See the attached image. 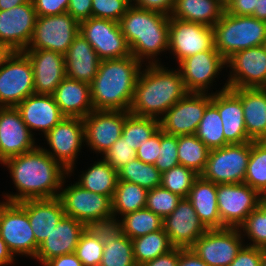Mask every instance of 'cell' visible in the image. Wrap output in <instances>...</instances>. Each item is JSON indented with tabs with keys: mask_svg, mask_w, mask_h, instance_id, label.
I'll return each instance as SVG.
<instances>
[{
	"mask_svg": "<svg viewBox=\"0 0 266 266\" xmlns=\"http://www.w3.org/2000/svg\"><path fill=\"white\" fill-rule=\"evenodd\" d=\"M238 228L242 238L248 239L244 242L245 245L266 249V214L259 207L254 209Z\"/></svg>",
	"mask_w": 266,
	"mask_h": 266,
	"instance_id": "f6af8a7d",
	"label": "cell"
},
{
	"mask_svg": "<svg viewBox=\"0 0 266 266\" xmlns=\"http://www.w3.org/2000/svg\"><path fill=\"white\" fill-rule=\"evenodd\" d=\"M37 16H52L67 12L69 0H31Z\"/></svg>",
	"mask_w": 266,
	"mask_h": 266,
	"instance_id": "f5cc1de1",
	"label": "cell"
},
{
	"mask_svg": "<svg viewBox=\"0 0 266 266\" xmlns=\"http://www.w3.org/2000/svg\"><path fill=\"white\" fill-rule=\"evenodd\" d=\"M160 129V120L136 116L126 111V119L123 124L121 137L131 145V148L137 150L140 143L147 141Z\"/></svg>",
	"mask_w": 266,
	"mask_h": 266,
	"instance_id": "ab89813d",
	"label": "cell"
},
{
	"mask_svg": "<svg viewBox=\"0 0 266 266\" xmlns=\"http://www.w3.org/2000/svg\"><path fill=\"white\" fill-rule=\"evenodd\" d=\"M126 111L93 110L83 118L85 146L102 156L121 137Z\"/></svg>",
	"mask_w": 266,
	"mask_h": 266,
	"instance_id": "d6986e66",
	"label": "cell"
},
{
	"mask_svg": "<svg viewBox=\"0 0 266 266\" xmlns=\"http://www.w3.org/2000/svg\"><path fill=\"white\" fill-rule=\"evenodd\" d=\"M131 4V0H92L91 17L119 22Z\"/></svg>",
	"mask_w": 266,
	"mask_h": 266,
	"instance_id": "c3c4849f",
	"label": "cell"
},
{
	"mask_svg": "<svg viewBox=\"0 0 266 266\" xmlns=\"http://www.w3.org/2000/svg\"><path fill=\"white\" fill-rule=\"evenodd\" d=\"M225 12L232 15L252 16L257 0H225Z\"/></svg>",
	"mask_w": 266,
	"mask_h": 266,
	"instance_id": "db71d44e",
	"label": "cell"
},
{
	"mask_svg": "<svg viewBox=\"0 0 266 266\" xmlns=\"http://www.w3.org/2000/svg\"><path fill=\"white\" fill-rule=\"evenodd\" d=\"M68 177L70 176L64 178L59 194L65 215L73 217L86 227L114 226L112 199L86 190L75 181L65 186Z\"/></svg>",
	"mask_w": 266,
	"mask_h": 266,
	"instance_id": "8992f818",
	"label": "cell"
},
{
	"mask_svg": "<svg viewBox=\"0 0 266 266\" xmlns=\"http://www.w3.org/2000/svg\"><path fill=\"white\" fill-rule=\"evenodd\" d=\"M143 63L133 55L101 60L90 83L94 110L129 111Z\"/></svg>",
	"mask_w": 266,
	"mask_h": 266,
	"instance_id": "3957f363",
	"label": "cell"
},
{
	"mask_svg": "<svg viewBox=\"0 0 266 266\" xmlns=\"http://www.w3.org/2000/svg\"><path fill=\"white\" fill-rule=\"evenodd\" d=\"M37 14L32 1L0 10V42L13 51H24L31 41Z\"/></svg>",
	"mask_w": 266,
	"mask_h": 266,
	"instance_id": "44dd1931",
	"label": "cell"
},
{
	"mask_svg": "<svg viewBox=\"0 0 266 266\" xmlns=\"http://www.w3.org/2000/svg\"><path fill=\"white\" fill-rule=\"evenodd\" d=\"M27 213L38 245L45 240L65 216L59 197L29 199L18 203Z\"/></svg>",
	"mask_w": 266,
	"mask_h": 266,
	"instance_id": "4316f807",
	"label": "cell"
},
{
	"mask_svg": "<svg viewBox=\"0 0 266 266\" xmlns=\"http://www.w3.org/2000/svg\"><path fill=\"white\" fill-rule=\"evenodd\" d=\"M198 176L193 170L178 165L161 173L160 186L182 198H187L193 182Z\"/></svg>",
	"mask_w": 266,
	"mask_h": 266,
	"instance_id": "ee69618b",
	"label": "cell"
},
{
	"mask_svg": "<svg viewBox=\"0 0 266 266\" xmlns=\"http://www.w3.org/2000/svg\"><path fill=\"white\" fill-rule=\"evenodd\" d=\"M253 17L266 21V0H257V7L254 9Z\"/></svg>",
	"mask_w": 266,
	"mask_h": 266,
	"instance_id": "6125c7cd",
	"label": "cell"
},
{
	"mask_svg": "<svg viewBox=\"0 0 266 266\" xmlns=\"http://www.w3.org/2000/svg\"><path fill=\"white\" fill-rule=\"evenodd\" d=\"M16 108L19 110L23 122L33 135L36 133L33 131H40L45 136L65 118L52 95H29Z\"/></svg>",
	"mask_w": 266,
	"mask_h": 266,
	"instance_id": "484cf974",
	"label": "cell"
},
{
	"mask_svg": "<svg viewBox=\"0 0 266 266\" xmlns=\"http://www.w3.org/2000/svg\"><path fill=\"white\" fill-rule=\"evenodd\" d=\"M44 137L51 149L41 146L43 150L59 162L68 171L70 177L73 176L78 156L82 147L85 146L83 119L65 117Z\"/></svg>",
	"mask_w": 266,
	"mask_h": 266,
	"instance_id": "ba28073f",
	"label": "cell"
},
{
	"mask_svg": "<svg viewBox=\"0 0 266 266\" xmlns=\"http://www.w3.org/2000/svg\"><path fill=\"white\" fill-rule=\"evenodd\" d=\"M92 164L85 171H81L76 183L86 190L109 196L112 199L118 181V171L102 157Z\"/></svg>",
	"mask_w": 266,
	"mask_h": 266,
	"instance_id": "836d02e7",
	"label": "cell"
},
{
	"mask_svg": "<svg viewBox=\"0 0 266 266\" xmlns=\"http://www.w3.org/2000/svg\"><path fill=\"white\" fill-rule=\"evenodd\" d=\"M35 94L34 72L23 51H14L0 67V107H16Z\"/></svg>",
	"mask_w": 266,
	"mask_h": 266,
	"instance_id": "9c48e42d",
	"label": "cell"
},
{
	"mask_svg": "<svg viewBox=\"0 0 266 266\" xmlns=\"http://www.w3.org/2000/svg\"><path fill=\"white\" fill-rule=\"evenodd\" d=\"M224 11V0H176L170 16L213 27Z\"/></svg>",
	"mask_w": 266,
	"mask_h": 266,
	"instance_id": "1f68e13d",
	"label": "cell"
},
{
	"mask_svg": "<svg viewBox=\"0 0 266 266\" xmlns=\"http://www.w3.org/2000/svg\"><path fill=\"white\" fill-rule=\"evenodd\" d=\"M161 149V129H159L147 141L140 143L139 148L136 150V157L148 164H155Z\"/></svg>",
	"mask_w": 266,
	"mask_h": 266,
	"instance_id": "f907efd6",
	"label": "cell"
},
{
	"mask_svg": "<svg viewBox=\"0 0 266 266\" xmlns=\"http://www.w3.org/2000/svg\"><path fill=\"white\" fill-rule=\"evenodd\" d=\"M180 248H173L168 253L147 261L142 266H178Z\"/></svg>",
	"mask_w": 266,
	"mask_h": 266,
	"instance_id": "6f0895ef",
	"label": "cell"
},
{
	"mask_svg": "<svg viewBox=\"0 0 266 266\" xmlns=\"http://www.w3.org/2000/svg\"><path fill=\"white\" fill-rule=\"evenodd\" d=\"M1 165L9 170L14 194L3 193V201L19 203L29 199H49L59 197L64 178L68 171L55 161L39 145L24 154L11 157Z\"/></svg>",
	"mask_w": 266,
	"mask_h": 266,
	"instance_id": "6da1fadb",
	"label": "cell"
},
{
	"mask_svg": "<svg viewBox=\"0 0 266 266\" xmlns=\"http://www.w3.org/2000/svg\"><path fill=\"white\" fill-rule=\"evenodd\" d=\"M92 0H69L67 13L79 23L91 17Z\"/></svg>",
	"mask_w": 266,
	"mask_h": 266,
	"instance_id": "9f6ffc18",
	"label": "cell"
},
{
	"mask_svg": "<svg viewBox=\"0 0 266 266\" xmlns=\"http://www.w3.org/2000/svg\"><path fill=\"white\" fill-rule=\"evenodd\" d=\"M240 98L248 137L266 140V88H230Z\"/></svg>",
	"mask_w": 266,
	"mask_h": 266,
	"instance_id": "f546056e",
	"label": "cell"
},
{
	"mask_svg": "<svg viewBox=\"0 0 266 266\" xmlns=\"http://www.w3.org/2000/svg\"><path fill=\"white\" fill-rule=\"evenodd\" d=\"M261 194L243 183L217 184V204L221 223L238 228L258 207Z\"/></svg>",
	"mask_w": 266,
	"mask_h": 266,
	"instance_id": "5bb4252c",
	"label": "cell"
},
{
	"mask_svg": "<svg viewBox=\"0 0 266 266\" xmlns=\"http://www.w3.org/2000/svg\"><path fill=\"white\" fill-rule=\"evenodd\" d=\"M66 77L90 84L98 72L100 59L94 48L79 34L64 54Z\"/></svg>",
	"mask_w": 266,
	"mask_h": 266,
	"instance_id": "83f0119b",
	"label": "cell"
},
{
	"mask_svg": "<svg viewBox=\"0 0 266 266\" xmlns=\"http://www.w3.org/2000/svg\"><path fill=\"white\" fill-rule=\"evenodd\" d=\"M79 32L94 48L100 60L118 59L131 55L119 22L90 17L80 22Z\"/></svg>",
	"mask_w": 266,
	"mask_h": 266,
	"instance_id": "4fadbf2b",
	"label": "cell"
},
{
	"mask_svg": "<svg viewBox=\"0 0 266 266\" xmlns=\"http://www.w3.org/2000/svg\"><path fill=\"white\" fill-rule=\"evenodd\" d=\"M212 92L211 103L217 108L222 119L225 146L251 142L248 137L244 122V112L239 96L228 88L225 80L224 85Z\"/></svg>",
	"mask_w": 266,
	"mask_h": 266,
	"instance_id": "603a6c76",
	"label": "cell"
},
{
	"mask_svg": "<svg viewBox=\"0 0 266 266\" xmlns=\"http://www.w3.org/2000/svg\"><path fill=\"white\" fill-rule=\"evenodd\" d=\"M41 266H83L75 253L52 258Z\"/></svg>",
	"mask_w": 266,
	"mask_h": 266,
	"instance_id": "91938a15",
	"label": "cell"
},
{
	"mask_svg": "<svg viewBox=\"0 0 266 266\" xmlns=\"http://www.w3.org/2000/svg\"><path fill=\"white\" fill-rule=\"evenodd\" d=\"M132 243L133 257L137 266H142L147 261L164 255L174 248L164 229L132 239Z\"/></svg>",
	"mask_w": 266,
	"mask_h": 266,
	"instance_id": "8d00e7d4",
	"label": "cell"
},
{
	"mask_svg": "<svg viewBox=\"0 0 266 266\" xmlns=\"http://www.w3.org/2000/svg\"><path fill=\"white\" fill-rule=\"evenodd\" d=\"M0 237L14 257L35 258L39 245L27 213L18 203L0 200Z\"/></svg>",
	"mask_w": 266,
	"mask_h": 266,
	"instance_id": "30bf717a",
	"label": "cell"
},
{
	"mask_svg": "<svg viewBox=\"0 0 266 266\" xmlns=\"http://www.w3.org/2000/svg\"><path fill=\"white\" fill-rule=\"evenodd\" d=\"M144 66L137 79L129 112L160 120L188 91L178 68L168 69L163 63Z\"/></svg>",
	"mask_w": 266,
	"mask_h": 266,
	"instance_id": "7a4b0ae2",
	"label": "cell"
},
{
	"mask_svg": "<svg viewBox=\"0 0 266 266\" xmlns=\"http://www.w3.org/2000/svg\"><path fill=\"white\" fill-rule=\"evenodd\" d=\"M118 180L135 183L151 190L161 185V172L154 164L144 163L135 158L118 171Z\"/></svg>",
	"mask_w": 266,
	"mask_h": 266,
	"instance_id": "60d3db41",
	"label": "cell"
},
{
	"mask_svg": "<svg viewBox=\"0 0 266 266\" xmlns=\"http://www.w3.org/2000/svg\"><path fill=\"white\" fill-rule=\"evenodd\" d=\"M80 23L65 12L52 16H37L33 35L27 49H45L67 52L79 34Z\"/></svg>",
	"mask_w": 266,
	"mask_h": 266,
	"instance_id": "8fae6325",
	"label": "cell"
},
{
	"mask_svg": "<svg viewBox=\"0 0 266 266\" xmlns=\"http://www.w3.org/2000/svg\"><path fill=\"white\" fill-rule=\"evenodd\" d=\"M101 157L117 171L129 161L137 158L136 150L131 148V145H129L122 137H120Z\"/></svg>",
	"mask_w": 266,
	"mask_h": 266,
	"instance_id": "681fc988",
	"label": "cell"
},
{
	"mask_svg": "<svg viewBox=\"0 0 266 266\" xmlns=\"http://www.w3.org/2000/svg\"><path fill=\"white\" fill-rule=\"evenodd\" d=\"M154 165L161 173L179 165L177 136L161 130V149Z\"/></svg>",
	"mask_w": 266,
	"mask_h": 266,
	"instance_id": "7dc6e473",
	"label": "cell"
},
{
	"mask_svg": "<svg viewBox=\"0 0 266 266\" xmlns=\"http://www.w3.org/2000/svg\"><path fill=\"white\" fill-rule=\"evenodd\" d=\"M181 199L179 195L159 186L148 190L145 208L164 219L175 210Z\"/></svg>",
	"mask_w": 266,
	"mask_h": 266,
	"instance_id": "bcb514c9",
	"label": "cell"
},
{
	"mask_svg": "<svg viewBox=\"0 0 266 266\" xmlns=\"http://www.w3.org/2000/svg\"><path fill=\"white\" fill-rule=\"evenodd\" d=\"M214 47L226 60L233 53L266 42V21L253 16H239L224 11L212 27Z\"/></svg>",
	"mask_w": 266,
	"mask_h": 266,
	"instance_id": "5b68a950",
	"label": "cell"
},
{
	"mask_svg": "<svg viewBox=\"0 0 266 266\" xmlns=\"http://www.w3.org/2000/svg\"><path fill=\"white\" fill-rule=\"evenodd\" d=\"M195 135L211 150L225 146L222 119L217 108L210 102L198 125Z\"/></svg>",
	"mask_w": 266,
	"mask_h": 266,
	"instance_id": "b9f144b4",
	"label": "cell"
},
{
	"mask_svg": "<svg viewBox=\"0 0 266 266\" xmlns=\"http://www.w3.org/2000/svg\"><path fill=\"white\" fill-rule=\"evenodd\" d=\"M176 0H134L132 3L142 9L163 13L170 16Z\"/></svg>",
	"mask_w": 266,
	"mask_h": 266,
	"instance_id": "11a10c76",
	"label": "cell"
},
{
	"mask_svg": "<svg viewBox=\"0 0 266 266\" xmlns=\"http://www.w3.org/2000/svg\"><path fill=\"white\" fill-rule=\"evenodd\" d=\"M104 248V227H86L82 232L75 254L83 266H100Z\"/></svg>",
	"mask_w": 266,
	"mask_h": 266,
	"instance_id": "f35d334b",
	"label": "cell"
},
{
	"mask_svg": "<svg viewBox=\"0 0 266 266\" xmlns=\"http://www.w3.org/2000/svg\"><path fill=\"white\" fill-rule=\"evenodd\" d=\"M36 139L16 107H0V164L35 149Z\"/></svg>",
	"mask_w": 266,
	"mask_h": 266,
	"instance_id": "ffe728a7",
	"label": "cell"
},
{
	"mask_svg": "<svg viewBox=\"0 0 266 266\" xmlns=\"http://www.w3.org/2000/svg\"><path fill=\"white\" fill-rule=\"evenodd\" d=\"M261 266H266V249H263Z\"/></svg>",
	"mask_w": 266,
	"mask_h": 266,
	"instance_id": "003e7915",
	"label": "cell"
},
{
	"mask_svg": "<svg viewBox=\"0 0 266 266\" xmlns=\"http://www.w3.org/2000/svg\"><path fill=\"white\" fill-rule=\"evenodd\" d=\"M147 193V189L135 183L118 180L112 198L114 225L118 218L120 219L125 214L145 208Z\"/></svg>",
	"mask_w": 266,
	"mask_h": 266,
	"instance_id": "e575fe53",
	"label": "cell"
},
{
	"mask_svg": "<svg viewBox=\"0 0 266 266\" xmlns=\"http://www.w3.org/2000/svg\"><path fill=\"white\" fill-rule=\"evenodd\" d=\"M100 266H137L132 240L115 225L104 227V248Z\"/></svg>",
	"mask_w": 266,
	"mask_h": 266,
	"instance_id": "d6a6232c",
	"label": "cell"
},
{
	"mask_svg": "<svg viewBox=\"0 0 266 266\" xmlns=\"http://www.w3.org/2000/svg\"><path fill=\"white\" fill-rule=\"evenodd\" d=\"M169 50L178 64L181 60L214 46L213 28L195 22L169 18Z\"/></svg>",
	"mask_w": 266,
	"mask_h": 266,
	"instance_id": "ac0fdd59",
	"label": "cell"
},
{
	"mask_svg": "<svg viewBox=\"0 0 266 266\" xmlns=\"http://www.w3.org/2000/svg\"><path fill=\"white\" fill-rule=\"evenodd\" d=\"M178 266H208L190 248H180Z\"/></svg>",
	"mask_w": 266,
	"mask_h": 266,
	"instance_id": "680465c9",
	"label": "cell"
},
{
	"mask_svg": "<svg viewBox=\"0 0 266 266\" xmlns=\"http://www.w3.org/2000/svg\"><path fill=\"white\" fill-rule=\"evenodd\" d=\"M15 260H17L11 251L8 249L5 241L0 237V266H7L15 264Z\"/></svg>",
	"mask_w": 266,
	"mask_h": 266,
	"instance_id": "94428289",
	"label": "cell"
},
{
	"mask_svg": "<svg viewBox=\"0 0 266 266\" xmlns=\"http://www.w3.org/2000/svg\"><path fill=\"white\" fill-rule=\"evenodd\" d=\"M258 207L266 214V199L261 198Z\"/></svg>",
	"mask_w": 266,
	"mask_h": 266,
	"instance_id": "03108f58",
	"label": "cell"
},
{
	"mask_svg": "<svg viewBox=\"0 0 266 266\" xmlns=\"http://www.w3.org/2000/svg\"><path fill=\"white\" fill-rule=\"evenodd\" d=\"M85 229L83 223L65 215L50 235L41 242L34 259L42 265L52 258L75 253L79 238Z\"/></svg>",
	"mask_w": 266,
	"mask_h": 266,
	"instance_id": "d4e9b609",
	"label": "cell"
},
{
	"mask_svg": "<svg viewBox=\"0 0 266 266\" xmlns=\"http://www.w3.org/2000/svg\"><path fill=\"white\" fill-rule=\"evenodd\" d=\"M225 67L226 60L214 46L181 60L177 66L186 90L196 93H210L215 79Z\"/></svg>",
	"mask_w": 266,
	"mask_h": 266,
	"instance_id": "2e32d148",
	"label": "cell"
},
{
	"mask_svg": "<svg viewBox=\"0 0 266 266\" xmlns=\"http://www.w3.org/2000/svg\"><path fill=\"white\" fill-rule=\"evenodd\" d=\"M31 2V0H0V10H9L23 3Z\"/></svg>",
	"mask_w": 266,
	"mask_h": 266,
	"instance_id": "be15d7a7",
	"label": "cell"
},
{
	"mask_svg": "<svg viewBox=\"0 0 266 266\" xmlns=\"http://www.w3.org/2000/svg\"><path fill=\"white\" fill-rule=\"evenodd\" d=\"M211 100L212 91L211 93L188 92L160 119V129L174 136L195 134Z\"/></svg>",
	"mask_w": 266,
	"mask_h": 266,
	"instance_id": "e0dca14e",
	"label": "cell"
},
{
	"mask_svg": "<svg viewBox=\"0 0 266 266\" xmlns=\"http://www.w3.org/2000/svg\"><path fill=\"white\" fill-rule=\"evenodd\" d=\"M261 198L266 199V189L261 193Z\"/></svg>",
	"mask_w": 266,
	"mask_h": 266,
	"instance_id": "a7ac6f4b",
	"label": "cell"
},
{
	"mask_svg": "<svg viewBox=\"0 0 266 266\" xmlns=\"http://www.w3.org/2000/svg\"><path fill=\"white\" fill-rule=\"evenodd\" d=\"M115 226L132 240L163 229V219L149 209L143 208L125 214L118 219Z\"/></svg>",
	"mask_w": 266,
	"mask_h": 266,
	"instance_id": "d590c367",
	"label": "cell"
},
{
	"mask_svg": "<svg viewBox=\"0 0 266 266\" xmlns=\"http://www.w3.org/2000/svg\"><path fill=\"white\" fill-rule=\"evenodd\" d=\"M179 165L200 175L205 168L210 149L195 135L177 136Z\"/></svg>",
	"mask_w": 266,
	"mask_h": 266,
	"instance_id": "74e56055",
	"label": "cell"
},
{
	"mask_svg": "<svg viewBox=\"0 0 266 266\" xmlns=\"http://www.w3.org/2000/svg\"><path fill=\"white\" fill-rule=\"evenodd\" d=\"M228 88H266V48L243 49L226 59Z\"/></svg>",
	"mask_w": 266,
	"mask_h": 266,
	"instance_id": "9a60e30c",
	"label": "cell"
},
{
	"mask_svg": "<svg viewBox=\"0 0 266 266\" xmlns=\"http://www.w3.org/2000/svg\"><path fill=\"white\" fill-rule=\"evenodd\" d=\"M244 242L239 228L208 229L190 249L208 266H229Z\"/></svg>",
	"mask_w": 266,
	"mask_h": 266,
	"instance_id": "7c38bea8",
	"label": "cell"
},
{
	"mask_svg": "<svg viewBox=\"0 0 266 266\" xmlns=\"http://www.w3.org/2000/svg\"><path fill=\"white\" fill-rule=\"evenodd\" d=\"M52 96L65 117L83 119L94 110L88 83L65 77Z\"/></svg>",
	"mask_w": 266,
	"mask_h": 266,
	"instance_id": "f1b7e54d",
	"label": "cell"
},
{
	"mask_svg": "<svg viewBox=\"0 0 266 266\" xmlns=\"http://www.w3.org/2000/svg\"><path fill=\"white\" fill-rule=\"evenodd\" d=\"M250 150L251 142L211 149L200 176L214 184L243 183Z\"/></svg>",
	"mask_w": 266,
	"mask_h": 266,
	"instance_id": "52a82bcc",
	"label": "cell"
},
{
	"mask_svg": "<svg viewBox=\"0 0 266 266\" xmlns=\"http://www.w3.org/2000/svg\"><path fill=\"white\" fill-rule=\"evenodd\" d=\"M263 248L244 245L229 266H261Z\"/></svg>",
	"mask_w": 266,
	"mask_h": 266,
	"instance_id": "816d5d0a",
	"label": "cell"
},
{
	"mask_svg": "<svg viewBox=\"0 0 266 266\" xmlns=\"http://www.w3.org/2000/svg\"><path fill=\"white\" fill-rule=\"evenodd\" d=\"M244 183L260 194L266 189V140L251 141Z\"/></svg>",
	"mask_w": 266,
	"mask_h": 266,
	"instance_id": "7bdbcfd3",
	"label": "cell"
},
{
	"mask_svg": "<svg viewBox=\"0 0 266 266\" xmlns=\"http://www.w3.org/2000/svg\"><path fill=\"white\" fill-rule=\"evenodd\" d=\"M14 51L6 44L0 42V67L12 55Z\"/></svg>",
	"mask_w": 266,
	"mask_h": 266,
	"instance_id": "e7e4bbea",
	"label": "cell"
},
{
	"mask_svg": "<svg viewBox=\"0 0 266 266\" xmlns=\"http://www.w3.org/2000/svg\"><path fill=\"white\" fill-rule=\"evenodd\" d=\"M207 229L226 228L218 213L217 184L202 178L200 175L193 182L187 197Z\"/></svg>",
	"mask_w": 266,
	"mask_h": 266,
	"instance_id": "4dcf8cb0",
	"label": "cell"
},
{
	"mask_svg": "<svg viewBox=\"0 0 266 266\" xmlns=\"http://www.w3.org/2000/svg\"><path fill=\"white\" fill-rule=\"evenodd\" d=\"M163 229L171 245L183 249L190 248L208 230L188 198H182L175 210L163 219Z\"/></svg>",
	"mask_w": 266,
	"mask_h": 266,
	"instance_id": "7402d4cb",
	"label": "cell"
},
{
	"mask_svg": "<svg viewBox=\"0 0 266 266\" xmlns=\"http://www.w3.org/2000/svg\"><path fill=\"white\" fill-rule=\"evenodd\" d=\"M31 61L35 94L52 95L66 77L64 55L45 49L23 51Z\"/></svg>",
	"mask_w": 266,
	"mask_h": 266,
	"instance_id": "cb8c5ba5",
	"label": "cell"
},
{
	"mask_svg": "<svg viewBox=\"0 0 266 266\" xmlns=\"http://www.w3.org/2000/svg\"><path fill=\"white\" fill-rule=\"evenodd\" d=\"M169 18L132 3L119 21L131 55L143 64L161 63L158 55L169 50Z\"/></svg>",
	"mask_w": 266,
	"mask_h": 266,
	"instance_id": "277c9868",
	"label": "cell"
}]
</instances>
